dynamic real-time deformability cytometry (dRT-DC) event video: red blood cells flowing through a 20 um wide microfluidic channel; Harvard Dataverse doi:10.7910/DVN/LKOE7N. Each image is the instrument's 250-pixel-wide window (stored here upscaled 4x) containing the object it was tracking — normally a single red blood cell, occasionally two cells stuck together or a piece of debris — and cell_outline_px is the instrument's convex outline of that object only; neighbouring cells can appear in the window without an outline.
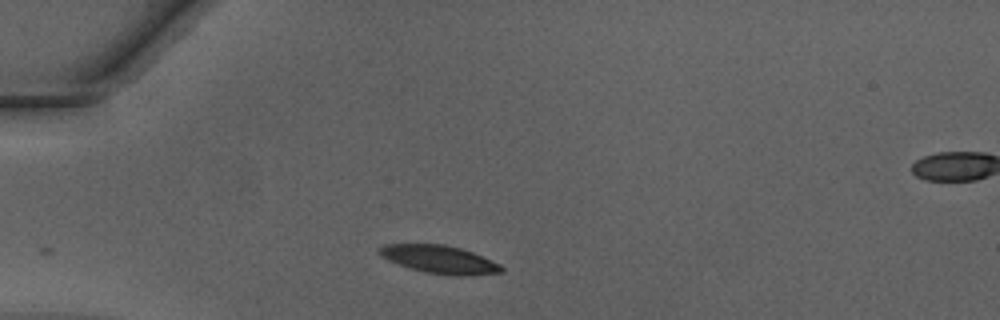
{"species": "Egyptian fruit bat (a non-hibernating species)", "species_latin": "Rousettus aegyptiacus", "temperature_condition": "warm", "stored_images_in_passage": 26, "camera_frame_rate_fps": 3000, "um_per_image_px": 0.085, "animal": {"sex": "male"}, "frame": {"image": 1, "passage_image": 1, "time_ms": 0.0, "image_size_px": [1000, 320], "cell_outline_px": [[504, 272], [472, 276], [456, 276], [424, 272], [388, 260], [376, 252], [376, 248], [384, 244], [444, 244], [460, 248], [472, 252], [500, 264], [504, 268]], "centroid_in_image_um": [37.36, 22.05], "position_along_channel_um": 47.6, "area_um2": 20.0}}
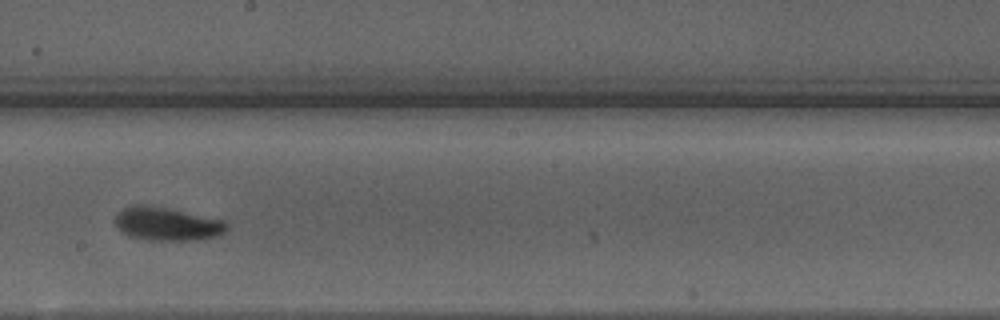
{"frame": {"image": 2, "passage_image": 16, "time_ms": 5.0, "image_size_px": [1000, 320], "cell_outline_px": [[228, 228], [220, 236], [196, 240], [148, 240], [128, 236], [120, 232], [116, 224], [116, 216], [124, 208], [132, 204], [144, 204], [168, 208], [224, 220], [228, 224]], "centroid_in_image_um": [14.21, 19.04], "position_along_channel_um": 234.0, "area_um2": 21.85}}
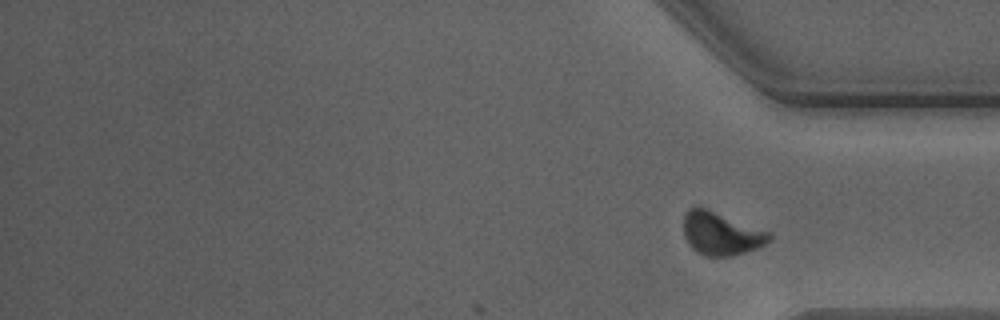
{"frame": {"image": 3, "passage_image": 26, "time_ms": 8.333, "image_size_px": [1000, 320], "cell_outline_px": [[772, 240], [756, 248], [732, 256], [708, 256], [696, 252], [688, 244], [684, 236], [684, 216], [688, 208], [708, 208], [772, 232]], "centroid_in_image_um": [61.31, 19.84], "position_along_channel_um": 373.9, "area_um2": 21.68}, "authors_computed_cell_mechanics": {"area_um2": 21.0681, "velocity_mm_per_s": 4.2235, "shape_relaxation_time_tau1_ms": 2.8833, "shape_relaxation_time_tau2_ms": 3.103, "deformation_change_tau1": 0.1344, "deformation_change_tau2": 0.1022}}